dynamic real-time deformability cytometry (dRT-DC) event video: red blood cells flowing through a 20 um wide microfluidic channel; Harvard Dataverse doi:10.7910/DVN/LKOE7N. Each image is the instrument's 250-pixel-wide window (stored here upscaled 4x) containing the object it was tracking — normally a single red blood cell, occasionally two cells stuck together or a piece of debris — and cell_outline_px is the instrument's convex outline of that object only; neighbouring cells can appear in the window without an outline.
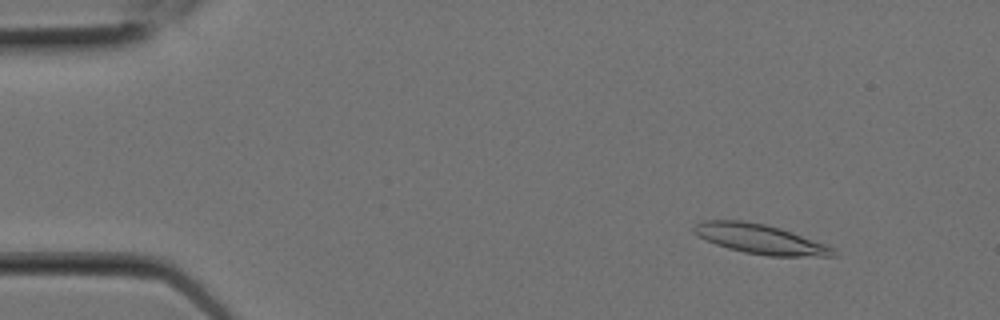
{"species": "Egyptian fruit bat (a non-hibernating species)", "species_latin": "Rousettus aegyptiacus", "temperature_condition": "room temperature", "stored_images_in_passage": 6, "camera_frame_rate_fps": 3000, "um_per_image_px": 0.085, "animal": {"sex": "female"}, "frame": {"image": 1, "passage_image": 1, "time_ms": 0.0, "image_size_px": [1000, 320], "cell_outline_px": [[836, 256], [768, 256], [744, 252], [728, 248], [716, 244], [692, 232], [692, 228], [700, 220], [744, 220], [764, 224], [780, 228], [824, 244], [832, 248]], "centroid_in_image_um": [64.55, 20.31], "position_along_channel_um": 20.5, "area_um2": 23.7}}
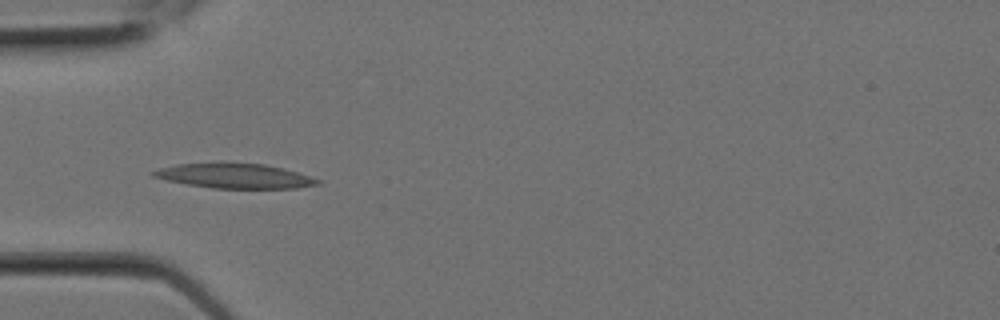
{"frame": {"image": 2, "passage_image": 5, "time_ms": 1.333, "image_size_px": [1000, 320], "cell_outline_px": [[320, 184], [296, 188], [212, 188], [188, 184], [168, 180], [152, 176], [152, 172], [160, 168], [176, 164], [220, 160], [264, 164], [284, 168], [320, 180]], "centroid_in_image_um": [19.91, 14.91], "position_along_channel_um": 65.1, "area_um2": 24.22}}
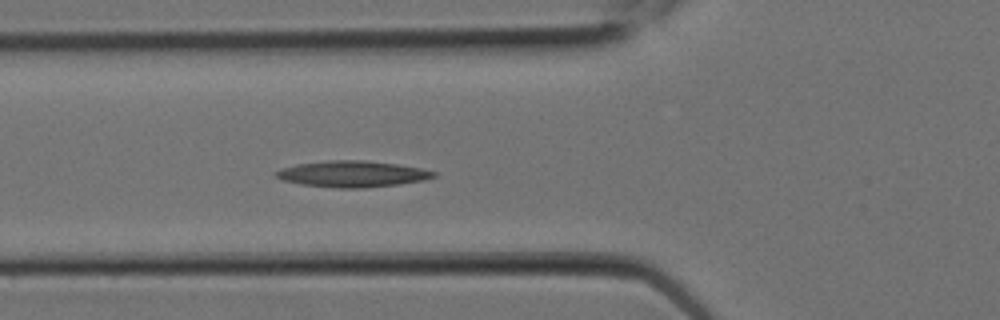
{"frame": {"image": 3, "passage_image": 6, "time_ms": 1.667, "image_size_px": [1000, 320], "cell_outline_px": [[436, 176], [424, 180], [400, 184], [364, 188], [336, 188], [300, 184], [284, 180], [276, 176], [272, 172], [280, 168], [296, 164], [328, 160], [364, 160], [396, 164], [420, 168], [436, 172]], "centroid_in_image_um": [29.92, 14.78], "position_along_channel_um": 95.9, "area_um2": 24.16}}